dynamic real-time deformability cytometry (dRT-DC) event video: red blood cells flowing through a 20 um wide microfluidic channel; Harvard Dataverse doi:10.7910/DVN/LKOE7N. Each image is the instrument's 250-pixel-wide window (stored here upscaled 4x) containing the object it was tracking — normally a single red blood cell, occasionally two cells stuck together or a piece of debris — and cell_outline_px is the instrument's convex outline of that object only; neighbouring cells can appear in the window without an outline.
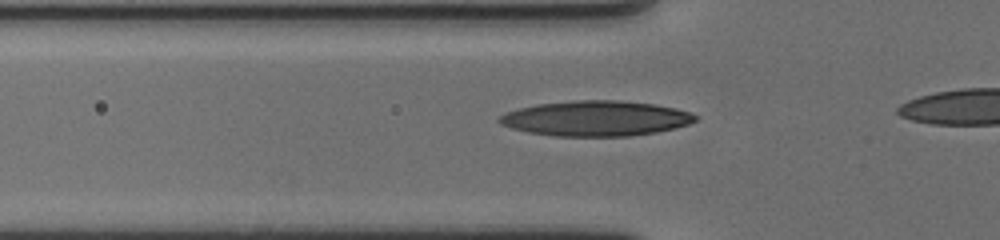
{"species": "human", "species_latin": "Homo sapiens", "temperature_condition": "cold", "stored_images_in_passage": 39, "camera_frame_rate_fps": 3000, "um_per_image_px": 0.085, "donor": {"sex": "female"}, "frame": {"image": 1, "passage_image": 11, "time_ms": 3.333, "image_size_px": [1000, 240], "cell_outline_px": [[696, 120], [688, 124], [656, 132], [628, 136], [556, 136], [528, 132], [512, 128], [500, 124], [496, 120], [504, 112], [536, 104], [572, 100], [620, 100], [652, 104], [676, 108], [688, 112], [696, 116]], "centroid_in_image_um": [50.59, 10.06], "position_along_channel_um": 75.2, "area_um2": 40.11}}
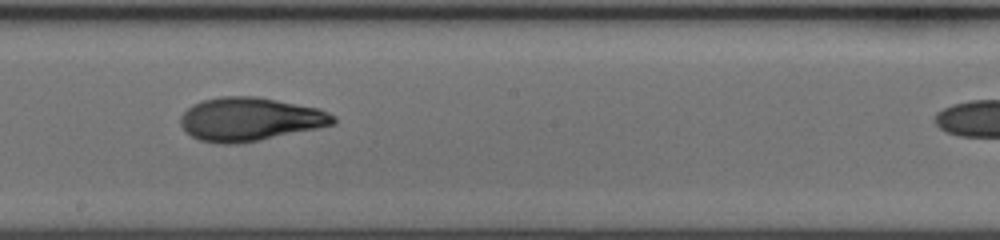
{"frame": {"image": 2, "passage_image": 24, "time_ms": 7.667, "image_size_px": [1000, 240], "cell_outline_px": [[336, 124], [320, 128], [260, 140], [236, 144], [220, 144], [200, 140], [192, 136], [180, 124], [180, 116], [192, 104], [204, 100], [220, 96], [256, 96], [320, 108], [336, 116]], "centroid_in_image_um": [21.28, 10.13], "position_along_channel_um": 226.9, "area_um2": 38.9}}
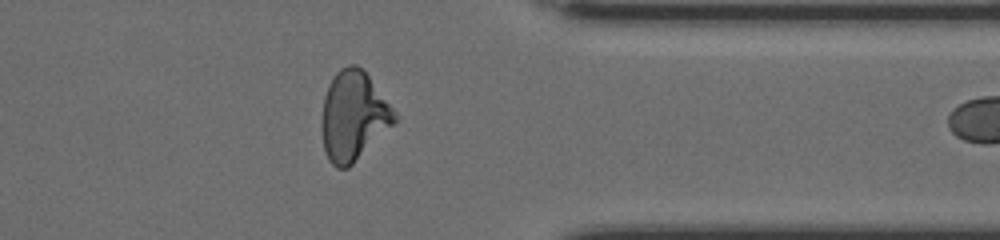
{"frame": {"image": 3, "passage_image": 38, "time_ms": 12.333, "image_size_px": [1000, 240], "cell_outline_px": [[400, 116], [348, 168], [336, 168], [328, 160], [324, 152], [320, 128], [320, 120], [324, 96], [328, 84], [336, 72], [340, 68], [348, 64], [356, 64], [364, 68]], "centroid_in_image_um": [30.01, 9.81], "position_along_channel_um": 381.4, "area_um2": 38.44}}